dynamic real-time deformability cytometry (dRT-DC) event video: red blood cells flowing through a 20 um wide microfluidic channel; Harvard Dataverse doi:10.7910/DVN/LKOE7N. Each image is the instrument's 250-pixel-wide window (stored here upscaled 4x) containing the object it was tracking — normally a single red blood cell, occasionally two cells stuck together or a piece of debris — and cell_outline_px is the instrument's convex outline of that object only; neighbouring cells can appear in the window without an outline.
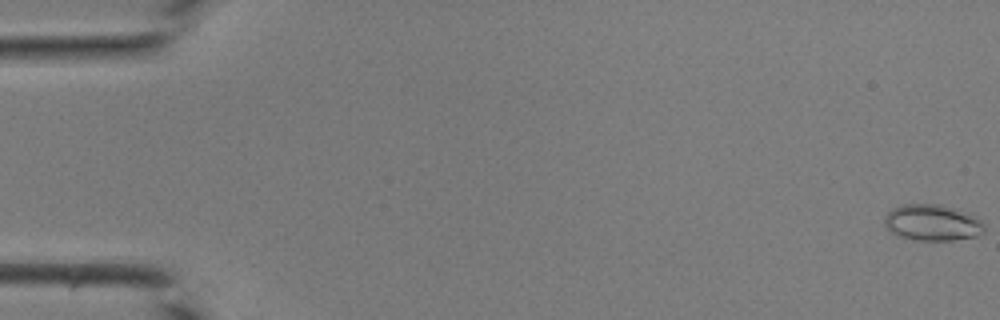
{"species": "common noctule bat (a hibernating species)", "species_latin": "Nyctalus noctula", "temperature_condition": "room temperature", "stored_images_in_passage": 43, "camera_frame_rate_fps": 3000, "um_per_image_px": 0.085, "animal": {"sex": "male", "body_mass_g": 19.0, "forearm_length_mm": 50.8}, "frame": {"image": 1, "passage_image": 1, "time_ms": 0.0, "image_size_px": [1000, 320], "cell_outline_px": [[984, 232], [976, 236], [952, 240], [916, 240], [896, 236], [884, 224], [884, 216], [892, 208], [904, 204], [940, 204], [972, 212], [984, 224]], "centroid_in_image_um": [79.27, 18.91], "position_along_channel_um": 5.7, "area_um2": 21.39}}
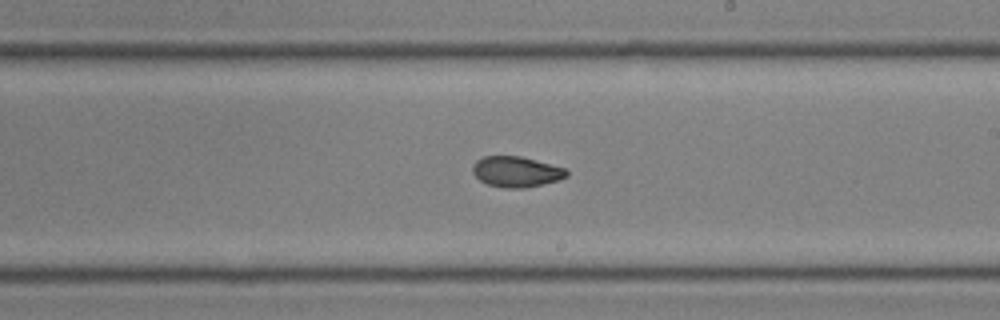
{"frame": {"image": 2, "passage_image": 26, "time_ms": 8.333, "image_size_px": [1000, 320], "cell_outline_px": [[568, 176], [560, 180], [524, 188], [504, 188], [488, 184], [480, 180], [472, 172], [472, 164], [476, 160], [484, 156], [520, 156], [564, 168], [568, 172]], "centroid_in_image_um": [43.86, 14.6], "position_along_channel_um": 245.1, "area_um2": 16.7}}
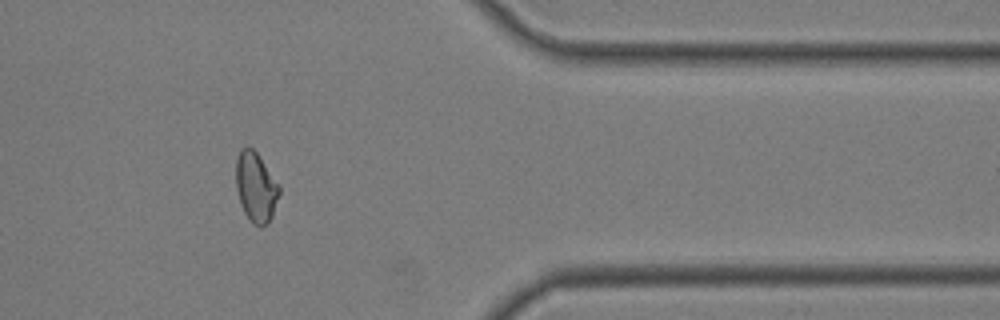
{"frame": {"image": 3, "passage_image": 36, "time_ms": 11.667, "image_size_px": [1000, 320], "cell_outline_px": [[280, 192], [272, 216], [268, 224], [260, 228], [252, 224], [248, 220], [240, 204], [236, 188], [236, 160], [240, 148], [252, 148], [256, 152], [280, 184]], "centroid_in_image_um": [21.75, 15.95], "position_along_channel_um": 389.6, "area_um2": 17.86}}